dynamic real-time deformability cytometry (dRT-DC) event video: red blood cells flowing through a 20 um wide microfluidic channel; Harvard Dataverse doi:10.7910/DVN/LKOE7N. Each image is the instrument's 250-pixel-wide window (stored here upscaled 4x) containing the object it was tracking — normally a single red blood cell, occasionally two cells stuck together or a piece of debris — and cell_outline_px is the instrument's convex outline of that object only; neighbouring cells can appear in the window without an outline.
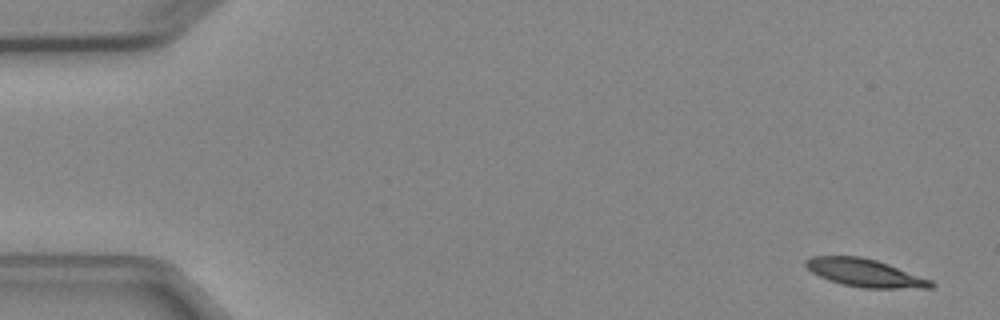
{"species": "Egyptian fruit bat (a non-hibernating species)", "species_latin": "Rousettus aegyptiacus", "temperature_condition": "cold", "stored_images_in_passage": 6, "camera_frame_rate_fps": 3000, "um_per_image_px": 0.085, "animal": {"sex": "female"}, "frame": {"image": 1, "passage_image": 1, "time_ms": 0.0, "image_size_px": [1000, 320], "cell_outline_px": [[936, 284], [932, 288], [860, 288], [828, 280], [812, 272], [804, 264], [804, 260], [812, 256], [860, 256], [876, 260], [888, 264], [932, 280]], "centroid_in_image_um": [73.52, 23.19], "position_along_channel_um": 11.5, "area_um2": 20.29}}
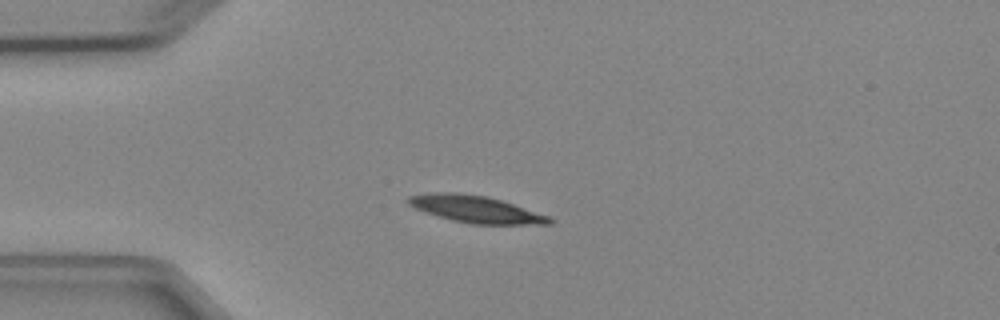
{"frame": {"image": 2, "passage_image": 4, "time_ms": 3.667, "image_size_px": [1000, 320], "cell_outline_px": [[556, 220], [552, 224], [472, 224], [452, 220], [424, 212], [408, 204], [404, 200], [408, 196], [432, 192], [456, 192], [488, 196], [548, 216]], "centroid_in_image_um": [40.39, 17.77], "position_along_channel_um": 44.6, "area_um2": 22.14}}